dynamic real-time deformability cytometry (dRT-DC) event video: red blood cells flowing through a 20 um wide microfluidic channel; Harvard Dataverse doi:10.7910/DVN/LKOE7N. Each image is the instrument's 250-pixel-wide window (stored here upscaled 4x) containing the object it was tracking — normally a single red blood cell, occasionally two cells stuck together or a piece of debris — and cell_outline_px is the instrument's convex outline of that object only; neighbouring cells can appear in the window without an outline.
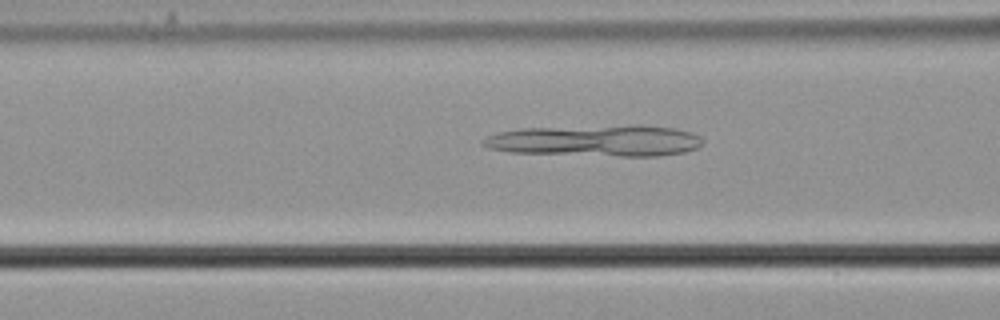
{"species": "common noctule bat (a hibernating species)", "species_latin": "Nyctalus noctula", "temperature_condition": "cold", "stored_images_in_passage": 37, "camera_frame_rate_fps": 3000, "um_per_image_px": 0.085, "animal": {"sex": "male", "body_mass_g": 21.5, "forearm_length_mm": 52.0}, "frame": {"image": 1, "passage_image": 15, "time_ms": 4.667, "image_size_px": [1000, 320], "cell_outline_px": [[704, 144], [696, 148], [684, 152], [660, 156], [620, 156], [508, 152], [488, 148], [480, 144], [480, 140], [496, 132], [520, 128], [628, 124], [640, 124], [676, 128], [692, 132], [700, 136], [704, 140]], "centroid_in_image_um": [50.65, 11.94], "position_along_channel_um": 115.9, "area_um2": 41.1}}
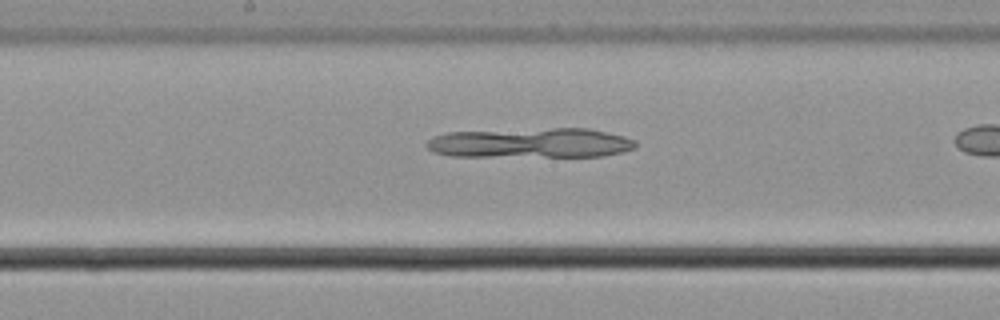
{"frame": {"image": 2, "passage_image": 22, "time_ms": 7.0, "image_size_px": [1000, 320], "cell_outline_px": [[636, 148], [604, 156], [448, 156], [432, 152], [424, 144], [432, 136], [448, 132], [552, 128], [588, 128], [624, 136], [636, 140]], "centroid_in_image_um": [45.08, 12.15], "position_along_channel_um": 203.1, "area_um2": 36.47}}
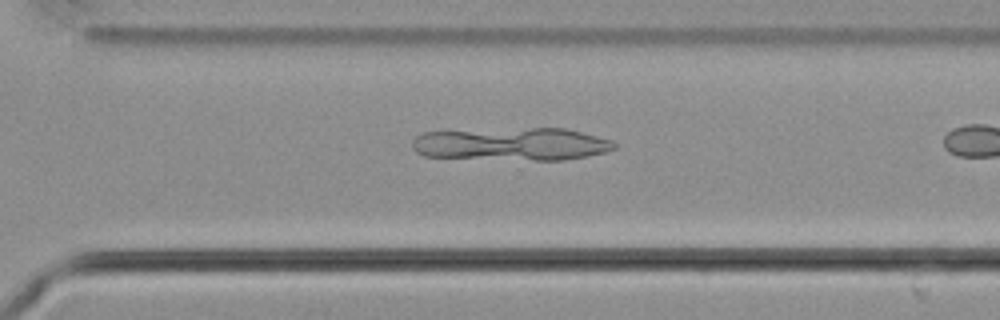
{"frame": {"image": 3, "passage_image": 32, "time_ms": 10.333, "image_size_px": [1000, 320], "cell_outline_px": [[616, 148], [608, 152], [588, 156], [564, 160], [536, 160], [424, 156], [416, 152], [412, 148], [412, 140], [416, 136], [424, 132], [532, 128], [564, 128], [612, 140], [616, 144]], "centroid_in_image_um": [43.53, 12.25], "position_along_channel_um": 327.1, "area_um2": 38.44}}